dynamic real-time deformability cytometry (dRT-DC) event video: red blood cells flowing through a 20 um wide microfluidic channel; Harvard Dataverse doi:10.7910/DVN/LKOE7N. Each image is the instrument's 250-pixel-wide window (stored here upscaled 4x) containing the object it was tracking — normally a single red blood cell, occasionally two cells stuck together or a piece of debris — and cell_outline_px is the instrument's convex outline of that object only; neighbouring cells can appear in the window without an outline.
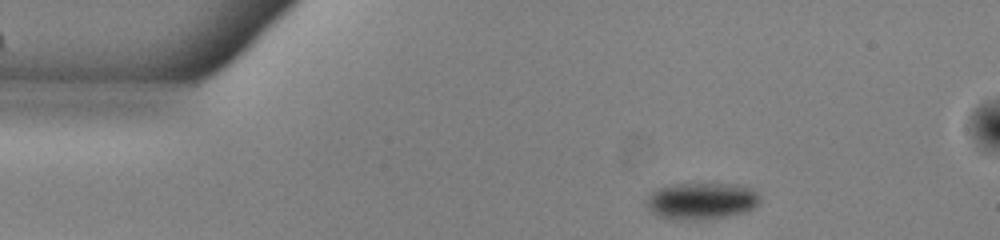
{"species": "common noctule bat (a hibernating species)", "species_latin": "Nyctalus noctula", "temperature_condition": "warm", "stored_images_in_passage": 3, "camera_frame_rate_fps": 3000, "um_per_image_px": 0.085, "animal": {"sex": "male", "body_mass_g": 13.0, "forearm_length_mm": 53.1}, "frame": {"image": 1, "passage_image": 1, "time_ms": 0.0, "image_size_px": [1000, 240], "cell_outline_px": [[752, 204], [744, 208], [728, 212], [664, 212], [656, 208], [656, 196], [660, 192], [688, 188], [700, 188], [748, 192], [752, 196]], "centroid_in_image_um": [59.7, 17.05], "position_along_channel_um": 25.3, "area_um2": 14.51}}